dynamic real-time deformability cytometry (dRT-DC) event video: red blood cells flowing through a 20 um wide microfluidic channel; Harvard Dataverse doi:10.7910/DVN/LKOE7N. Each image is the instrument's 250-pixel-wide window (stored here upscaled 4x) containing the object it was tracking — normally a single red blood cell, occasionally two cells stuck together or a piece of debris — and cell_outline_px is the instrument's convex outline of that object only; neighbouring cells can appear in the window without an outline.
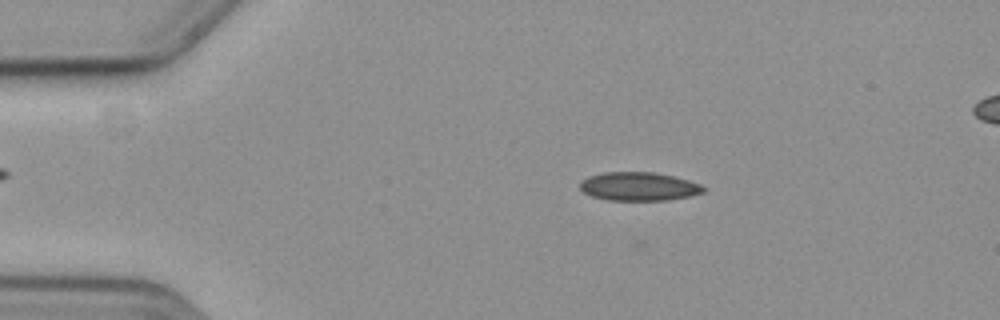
{"species": "common noctule bat (a hibernating species)", "species_latin": "Nyctalus noctula", "temperature_condition": "cold", "stored_images_in_passage": 55, "camera_frame_rate_fps": 3000, "um_per_image_px": 0.085, "animal": {"sex": "female", "body_mass_g": 19.3, "forearm_length_mm": 54.1}, "frame": {"image": 1, "passage_image": 12, "time_ms": 3.667, "image_size_px": [1000, 320], "cell_outline_px": [[708, 188], [704, 192], [688, 196], [668, 200], [608, 200], [592, 196], [584, 192], [580, 188], [580, 180], [588, 176], [604, 172], [656, 172], [688, 180], [700, 184]], "centroid_in_image_um": [54.3, 15.84], "position_along_channel_um": 30.7, "area_um2": 20.58}}
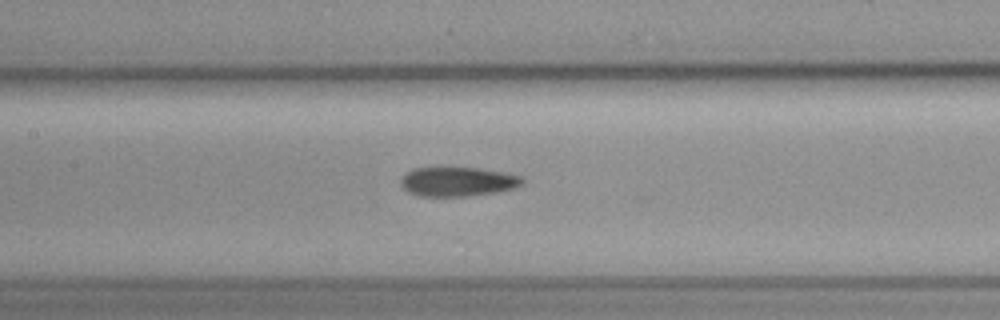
{"frame": {"image": 2, "passage_image": 28, "time_ms": 9.0, "image_size_px": [1000, 320], "cell_outline_px": [[524, 180], [520, 184], [512, 188], [496, 192], [468, 196], [420, 196], [408, 192], [400, 184], [400, 180], [412, 168], [480, 168], [504, 172], [520, 176]], "centroid_in_image_um": [38.88, 15.44], "position_along_channel_um": 168.5, "area_um2": 20.52}}
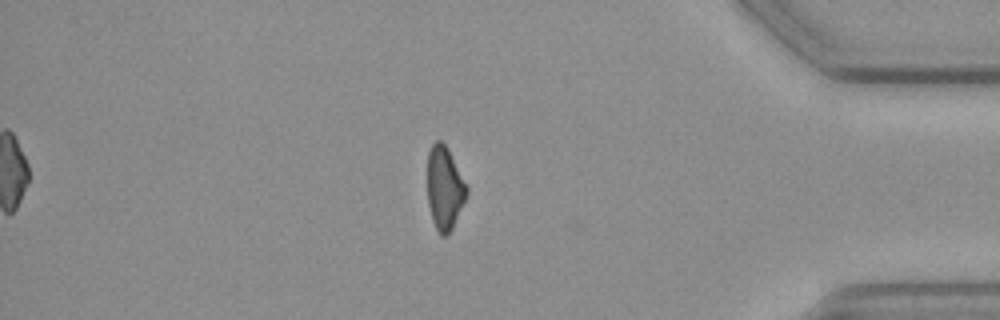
{"frame": {"image": 3, "passage_image": 50, "time_ms": 16.333, "image_size_px": [1000, 320], "cell_outline_px": [[468, 192], [452, 228], [448, 236], [440, 236], [432, 220], [428, 204], [428, 152], [432, 144], [436, 140], [440, 140], [448, 148], [468, 184]], "centroid_in_image_um": [37.8, 15.97], "position_along_channel_um": 397.4, "area_um2": 19.19}}